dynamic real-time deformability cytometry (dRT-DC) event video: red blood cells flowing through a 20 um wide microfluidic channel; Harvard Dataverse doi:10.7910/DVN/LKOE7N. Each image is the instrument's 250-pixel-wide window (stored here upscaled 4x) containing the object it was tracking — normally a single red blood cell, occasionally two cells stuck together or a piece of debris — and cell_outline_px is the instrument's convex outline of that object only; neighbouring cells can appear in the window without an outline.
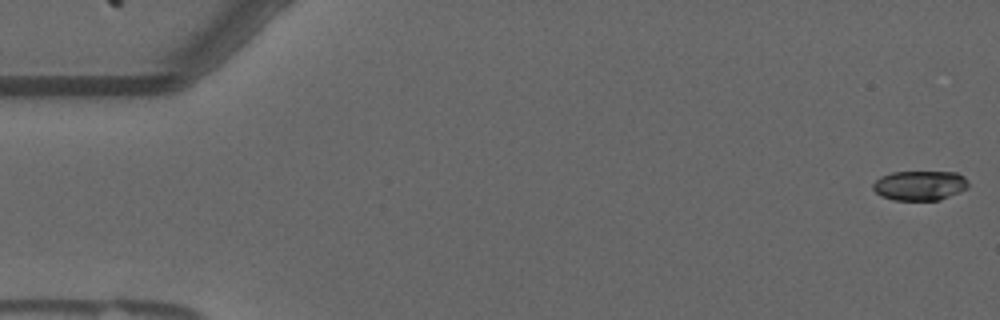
{"species": "common noctule bat (a hibernating species)", "species_latin": "Nyctalus noctula", "temperature_condition": "warm", "stored_images_in_passage": 56, "camera_frame_rate_fps": 3000, "um_per_image_px": 0.085, "animal": {"sex": "male", "forearm_length_mm": 52.5}, "frame": {"image": 1, "passage_image": 1, "time_ms": 0.0, "image_size_px": [1000, 320], "cell_outline_px": [[968, 188], [940, 200], [892, 200], [880, 196], [872, 188], [872, 184], [880, 176], [892, 172], [956, 172], [964, 176], [968, 180]], "centroid_in_image_um": [78.17, 15.77], "position_along_channel_um": 6.8, "area_um2": 16.65}}
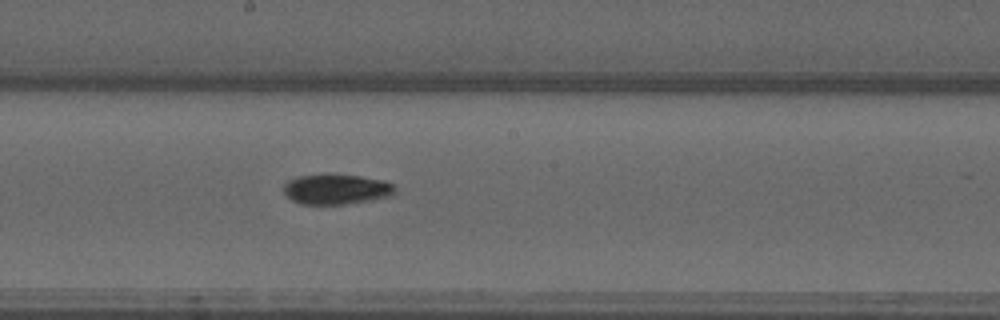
{"frame": {"image": 2, "passage_image": 30, "time_ms": 9.667, "image_size_px": [1000, 320], "cell_outline_px": [[396, 192], [392, 196], [372, 200], [348, 204], [300, 204], [292, 200], [284, 192], [284, 184], [288, 180], [300, 176], [360, 176], [384, 180], [392, 184], [396, 188]], "centroid_in_image_um": [28.64, 16.12], "position_along_channel_um": 219.6, "area_um2": 19.25}}
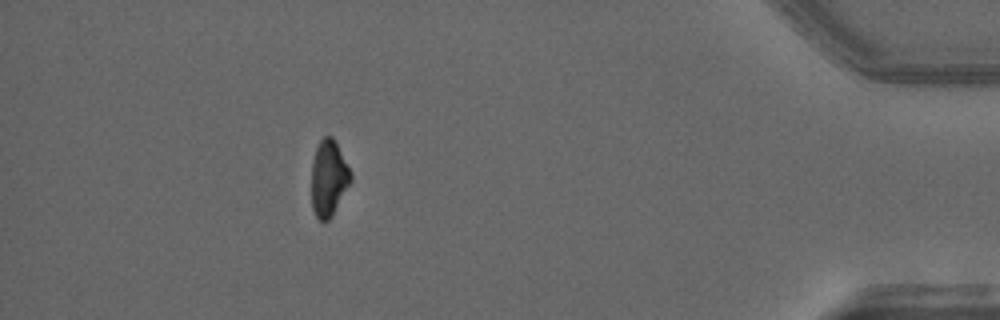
{"frame": {"image": 3, "passage_image": 50, "time_ms": 16.333, "image_size_px": [1000, 320], "cell_outline_px": [[352, 180], [332, 216], [328, 220], [320, 220], [316, 216], [312, 208], [312, 160], [316, 148], [320, 140], [324, 136], [332, 136], [336, 140], [352, 172]], "centroid_in_image_um": [27.96, 15.11], "position_along_channel_um": 407.2, "area_um2": 17.57}, "authors_computed_cell_mechanics": {"area_um2": 18.3515, "velocity_mm_per_s": 3.6694, "shape_relaxation_time_tau1_ms": 7.8501, "shape_relaxation_time_tau2_ms": null, "deformation_change_tau1": 0.2063, "deformation_change_tau2": null}}